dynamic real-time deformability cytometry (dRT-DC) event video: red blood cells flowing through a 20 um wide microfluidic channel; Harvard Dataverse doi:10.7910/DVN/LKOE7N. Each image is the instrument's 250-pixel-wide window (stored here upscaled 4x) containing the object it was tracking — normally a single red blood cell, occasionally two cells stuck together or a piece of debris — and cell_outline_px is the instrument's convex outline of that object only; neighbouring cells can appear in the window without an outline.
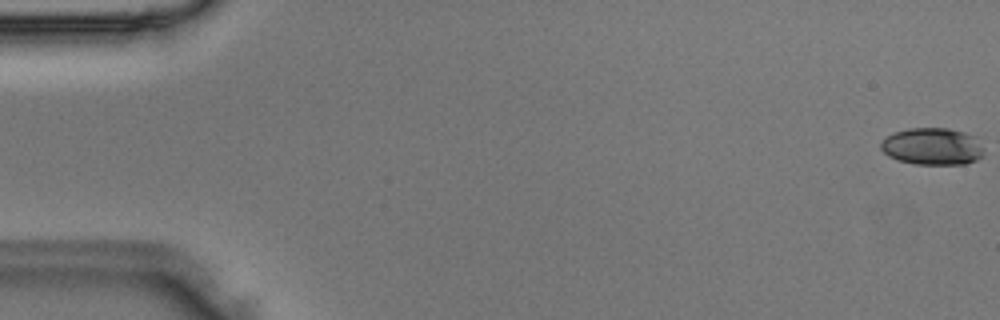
{"species": "Egyptian fruit bat (a non-hibernating species)", "species_latin": "Rousettus aegyptiacus", "temperature_condition": "room temperature", "stored_images_in_passage": 49, "camera_frame_rate_fps": 3000, "um_per_image_px": 0.085, "animal": {"sex": "male"}, "frame": {"image": 1, "passage_image": 1, "time_ms": 0.0, "image_size_px": [1000, 320], "cell_outline_px": [[984, 156], [976, 160], [964, 164], [916, 164], [900, 160], [888, 156], [880, 148], [880, 144], [892, 132], [908, 128], [948, 128], [964, 132], [976, 136], [984, 148]], "centroid_in_image_um": [79.29, 12.44], "position_along_channel_um": 5.7, "area_um2": 22.43}}
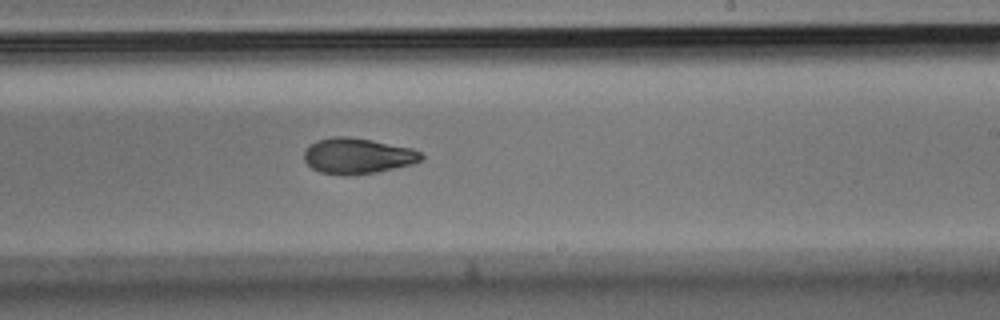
{"frame": {"image": 2, "passage_image": 30, "time_ms": 9.667, "image_size_px": [1000, 320], "cell_outline_px": [[424, 156], [420, 160], [412, 164], [376, 172], [344, 176], [320, 172], [312, 168], [304, 160], [304, 152], [316, 140], [332, 136], [352, 136], [412, 148], [420, 152]], "centroid_in_image_um": [30.38, 13.24], "position_along_channel_um": 258.6, "area_um2": 24.39}}
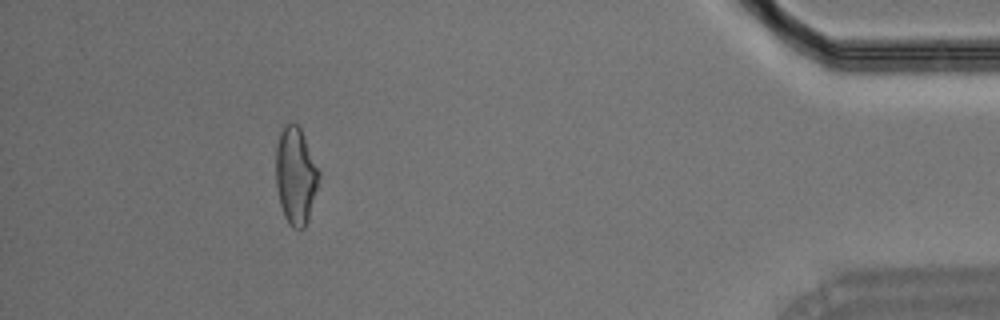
{"frame": {"image": 3, "passage_image": 45, "time_ms": 14.667, "image_size_px": [1000, 320], "cell_outline_px": [[320, 176], [308, 220], [304, 228], [292, 228], [288, 224], [284, 216], [280, 204], [276, 184], [276, 144], [280, 132], [284, 124], [296, 124], [300, 128], [320, 172]], "centroid_in_image_um": [25.12, 14.95], "position_along_channel_um": 410.1, "area_um2": 24.22}}